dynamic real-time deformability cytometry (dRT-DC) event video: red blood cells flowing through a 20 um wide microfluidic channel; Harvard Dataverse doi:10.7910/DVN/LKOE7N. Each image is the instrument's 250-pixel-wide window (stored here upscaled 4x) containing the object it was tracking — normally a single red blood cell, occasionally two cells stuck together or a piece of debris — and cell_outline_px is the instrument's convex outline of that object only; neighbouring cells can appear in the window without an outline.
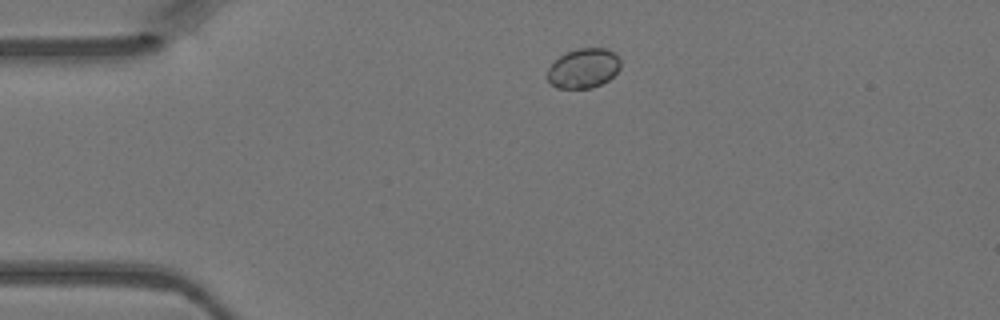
{"species": "Egyptian fruit bat (a non-hibernating species)", "species_latin": "Rousettus aegyptiacus", "temperature_condition": "warm", "stored_images_in_passage": 39, "camera_frame_rate_fps": 3000, "um_per_image_px": 0.085, "animal": {"sex": "female"}, "frame": {"image": 1, "passage_image": 2, "time_ms": 0.333, "image_size_px": [1000, 320], "cell_outline_px": [[620, 68], [608, 80], [592, 88], [556, 88], [544, 76], [548, 68], [560, 56], [576, 48], [604, 48], [616, 52], [620, 60]], "centroid_in_image_um": [49.58, 5.8], "position_along_channel_um": 35.4, "area_um2": 16.99}}
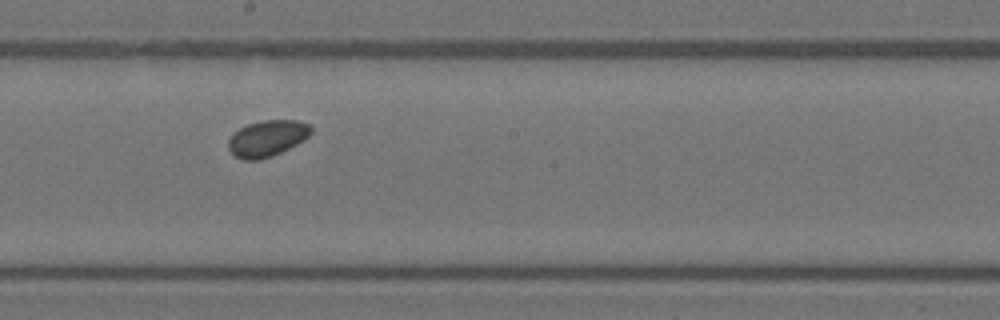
{"frame": {"image": 2, "passage_image": 18, "time_ms": 5.667, "image_size_px": [1000, 320], "cell_outline_px": [[312, 132], [304, 140], [272, 156], [260, 160], [244, 160], [236, 156], [228, 148], [228, 140], [240, 128], [248, 124], [264, 120], [296, 120], [312, 124]], "centroid_in_image_um": [22.75, 11.75], "position_along_channel_um": 225.5, "area_um2": 17.34}}
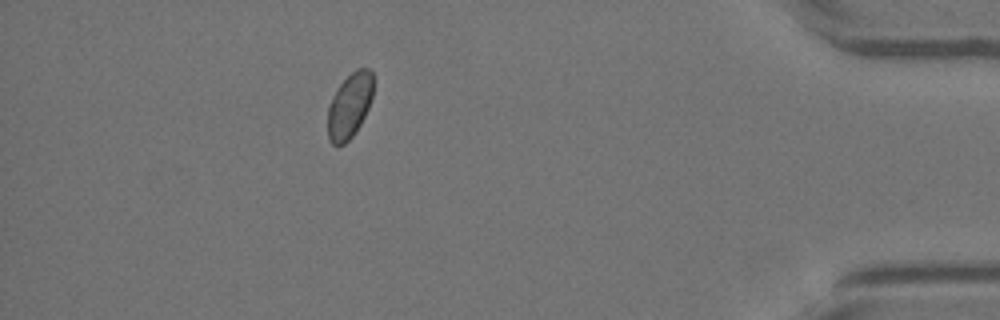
{"frame": {"image": 3, "passage_image": 34, "time_ms": 11.0, "image_size_px": [1000, 320], "cell_outline_px": [[372, 96], [368, 108], [360, 124], [352, 136], [344, 144], [332, 144], [328, 140], [328, 108], [332, 96], [336, 88], [356, 68], [368, 68], [372, 72]], "centroid_in_image_um": [29.69, 8.97], "position_along_channel_um": 405.5, "area_um2": 17.05}}